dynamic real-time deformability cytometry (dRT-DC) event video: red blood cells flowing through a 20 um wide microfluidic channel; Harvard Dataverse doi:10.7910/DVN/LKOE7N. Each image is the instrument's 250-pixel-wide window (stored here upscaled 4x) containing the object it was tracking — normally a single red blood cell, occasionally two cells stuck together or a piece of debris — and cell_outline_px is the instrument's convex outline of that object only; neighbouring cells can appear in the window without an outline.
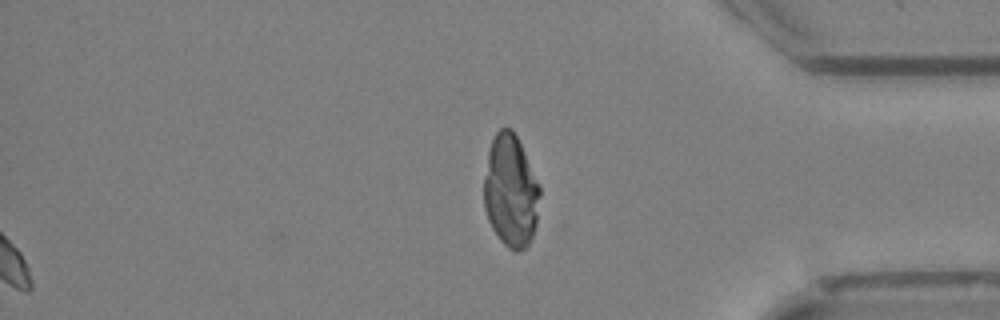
{"species": "Egyptian fruit bat (a non-hibernating species)", "species_latin": "Rousettus aegyptiacus", "temperature_condition": "cold", "stored_images_in_passage": 47, "segment_of_instrument_passage": [2, 2], "camera_frame_rate_fps": 3000, "um_per_image_px": 0.085, "animal": {"sex": "female"}, "frame": {"image": 1, "passage_image": 47, "time_ms": 15.333, "image_size_px": [1000, 320], "cell_outline_px": [[540, 196], [536, 224], [532, 236], [528, 244], [524, 248], [516, 252], [512, 252], [500, 240], [492, 228], [488, 220], [484, 208], [484, 180], [488, 152], [492, 140], [496, 132], [500, 128], [508, 128], [516, 136], [540, 184]], "centroid_in_image_um": [43.41, 16.28], "position_along_channel_um": 391.8, "area_um2": 36.53}}